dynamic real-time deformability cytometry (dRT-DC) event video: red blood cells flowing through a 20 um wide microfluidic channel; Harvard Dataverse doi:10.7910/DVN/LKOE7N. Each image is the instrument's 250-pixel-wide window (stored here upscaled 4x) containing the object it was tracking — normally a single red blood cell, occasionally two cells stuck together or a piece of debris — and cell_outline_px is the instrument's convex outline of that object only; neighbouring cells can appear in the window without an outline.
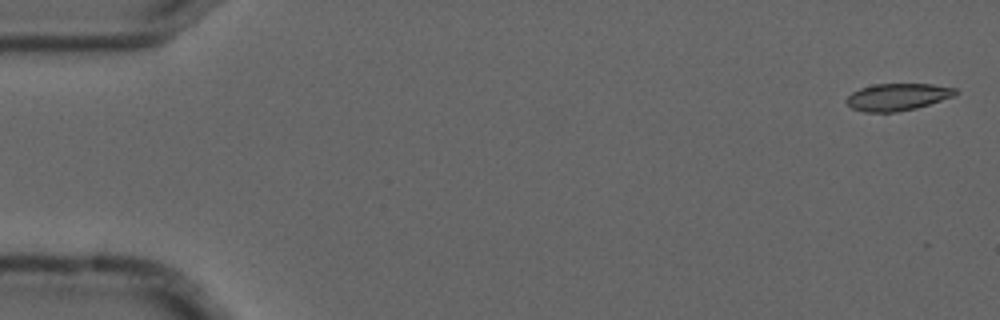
{"species": "common noctule bat (a hibernating species)", "species_latin": "Nyctalus noctula", "temperature_condition": "cold", "stored_images_in_passage": 5, "camera_frame_rate_fps": 3000, "um_per_image_px": 0.085, "animal": {"sex": "male", "forearm_length_mm": 52.5}, "frame": {"image": 1, "passage_image": 1, "time_ms": 0.0, "image_size_px": [1000, 320], "cell_outline_px": [[960, 92], [956, 96], [916, 108], [896, 112], [864, 112], [852, 108], [844, 100], [852, 92], [860, 88], [876, 84], [932, 84], [956, 88]], "centroid_in_image_um": [76.32, 8.24], "position_along_channel_um": 8.7, "area_um2": 17.34}}
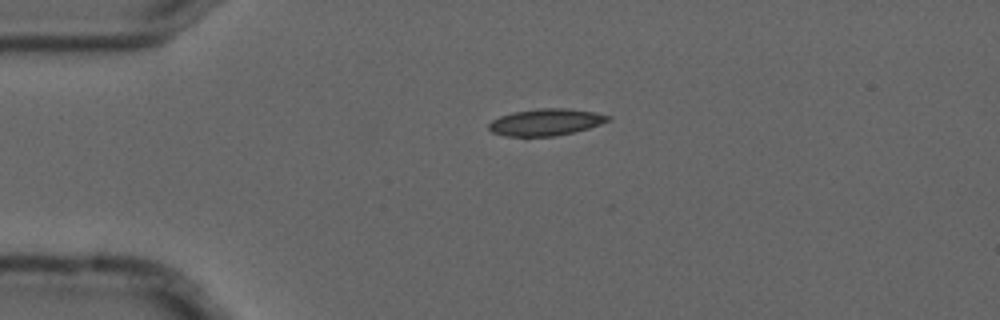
{"frame": {"image": 2, "passage_image": 4, "time_ms": 1.0, "image_size_px": [1000, 320], "cell_outline_px": [[612, 120], [588, 128], [556, 136], [524, 140], [504, 136], [492, 132], [488, 128], [488, 124], [492, 120], [500, 116], [512, 112], [536, 108], [568, 108], [592, 112], [612, 116]], "centroid_in_image_um": [46.32, 10.43], "position_along_channel_um": 38.7, "area_um2": 19.42}}